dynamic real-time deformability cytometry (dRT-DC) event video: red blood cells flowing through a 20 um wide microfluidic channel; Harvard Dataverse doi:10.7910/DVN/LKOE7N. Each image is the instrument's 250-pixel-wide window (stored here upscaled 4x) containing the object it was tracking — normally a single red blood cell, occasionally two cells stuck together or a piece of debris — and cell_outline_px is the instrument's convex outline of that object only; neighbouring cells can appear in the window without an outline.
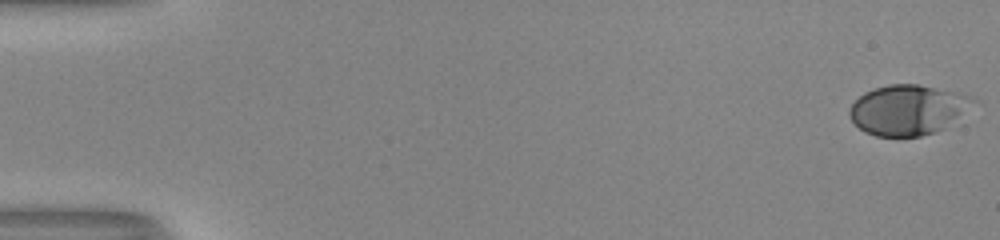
{"species": "human", "species_latin": "Homo sapiens", "temperature_condition": "room temperature", "stored_images_in_passage": 54, "camera_frame_rate_fps": 3000, "um_per_image_px": 0.085, "donor": {"sex": "male"}, "frame": {"image": 1, "passage_image": 1, "time_ms": 0.0, "image_size_px": [1000, 240], "cell_outline_px": [[984, 104], [944, 128], [936, 132], [920, 136], [876, 136], [864, 132], [848, 116], [848, 112], [852, 104], [864, 92], [888, 84], [920, 84], [976, 96]], "centroid_in_image_um": [77.33, 9.32], "position_along_channel_um": 7.7, "area_um2": 37.22}}
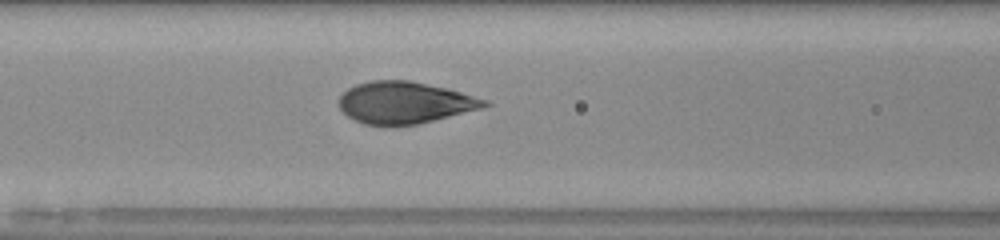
{"frame": {"image": 2, "passage_image": 24, "time_ms": 7.667, "image_size_px": [1000, 240], "cell_outline_px": [[492, 104], [480, 108], [416, 124], [384, 128], [364, 124], [348, 116], [340, 108], [340, 96], [348, 88], [356, 84], [372, 80], [408, 80], [448, 88], [488, 100]], "centroid_in_image_um": [34.37, 8.73], "position_along_channel_um": 132.2, "area_um2": 35.55}}
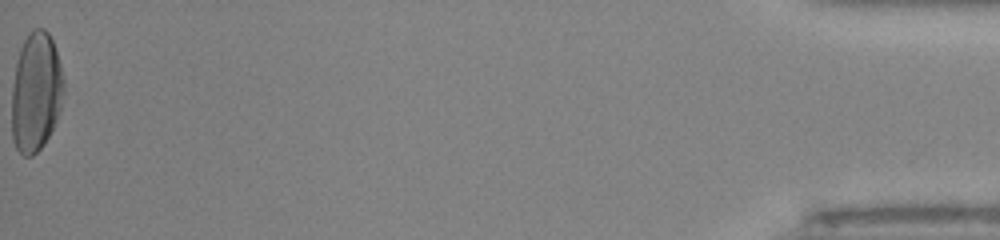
{"frame": {"image": 3, "passage_image": 54, "time_ms": 17.667, "image_size_px": [1000, 240], "cell_outline_px": [[64, 92], [60, 108], [56, 120], [44, 144], [32, 156], [24, 156], [16, 148], [12, 140], [12, 88], [16, 64], [20, 48], [28, 32], [32, 28], [44, 28], [48, 32], [52, 40], [60, 64], [64, 80]], "centroid_in_image_um": [3.05, 7.82], "position_along_channel_um": 432.2, "area_um2": 36.18}, "authors_computed_cell_mechanics": {"area_um2": 35.836, "velocity_mm_per_s": 3.9995, "shape_relaxation_time_tau1_ms": 4.5721, "shape_relaxation_time_tau2_ms": null, "deformation_change_tau1": 0.2175, "deformation_change_tau2": null}}